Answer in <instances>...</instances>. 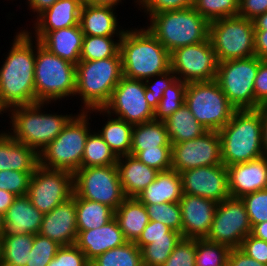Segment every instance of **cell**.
<instances>
[{
	"label": "cell",
	"mask_w": 267,
	"mask_h": 266,
	"mask_svg": "<svg viewBox=\"0 0 267 266\" xmlns=\"http://www.w3.org/2000/svg\"><path fill=\"white\" fill-rule=\"evenodd\" d=\"M32 40L25 28L18 31L0 68V95L10 109L35 104L36 44Z\"/></svg>",
	"instance_id": "6da1fadb"
},
{
	"label": "cell",
	"mask_w": 267,
	"mask_h": 266,
	"mask_svg": "<svg viewBox=\"0 0 267 266\" xmlns=\"http://www.w3.org/2000/svg\"><path fill=\"white\" fill-rule=\"evenodd\" d=\"M123 76L146 80L171 69L170 52L148 30L130 28L120 40Z\"/></svg>",
	"instance_id": "7a4b0ae2"
},
{
	"label": "cell",
	"mask_w": 267,
	"mask_h": 266,
	"mask_svg": "<svg viewBox=\"0 0 267 266\" xmlns=\"http://www.w3.org/2000/svg\"><path fill=\"white\" fill-rule=\"evenodd\" d=\"M218 133L221 140V160L226 167L264 157L261 107L236 110Z\"/></svg>",
	"instance_id": "3957f363"
},
{
	"label": "cell",
	"mask_w": 267,
	"mask_h": 266,
	"mask_svg": "<svg viewBox=\"0 0 267 266\" xmlns=\"http://www.w3.org/2000/svg\"><path fill=\"white\" fill-rule=\"evenodd\" d=\"M47 104L50 103L38 102L16 106L11 108L8 113L11 119L10 125H12L11 133L7 131L8 134L17 142L33 148L38 154L61 133L74 117L73 114L42 112V108H45L44 105Z\"/></svg>",
	"instance_id": "277c9868"
},
{
	"label": "cell",
	"mask_w": 267,
	"mask_h": 266,
	"mask_svg": "<svg viewBox=\"0 0 267 266\" xmlns=\"http://www.w3.org/2000/svg\"><path fill=\"white\" fill-rule=\"evenodd\" d=\"M123 77L121 56L107 59L79 61L76 64V91L84 106L81 112L103 109L114 88Z\"/></svg>",
	"instance_id": "5b68a950"
},
{
	"label": "cell",
	"mask_w": 267,
	"mask_h": 266,
	"mask_svg": "<svg viewBox=\"0 0 267 266\" xmlns=\"http://www.w3.org/2000/svg\"><path fill=\"white\" fill-rule=\"evenodd\" d=\"M148 18V30L170 53L206 41L209 36V22L193 7L164 11Z\"/></svg>",
	"instance_id": "8992f818"
},
{
	"label": "cell",
	"mask_w": 267,
	"mask_h": 266,
	"mask_svg": "<svg viewBox=\"0 0 267 266\" xmlns=\"http://www.w3.org/2000/svg\"><path fill=\"white\" fill-rule=\"evenodd\" d=\"M35 51V103H51L74 97L76 65L51 53L37 39Z\"/></svg>",
	"instance_id": "52a82bcc"
},
{
	"label": "cell",
	"mask_w": 267,
	"mask_h": 266,
	"mask_svg": "<svg viewBox=\"0 0 267 266\" xmlns=\"http://www.w3.org/2000/svg\"><path fill=\"white\" fill-rule=\"evenodd\" d=\"M89 115V116H88ZM90 113L81 112L68 122L61 133L39 155V166L75 173L82 168L85 143L91 130Z\"/></svg>",
	"instance_id": "ba28073f"
},
{
	"label": "cell",
	"mask_w": 267,
	"mask_h": 266,
	"mask_svg": "<svg viewBox=\"0 0 267 266\" xmlns=\"http://www.w3.org/2000/svg\"><path fill=\"white\" fill-rule=\"evenodd\" d=\"M185 105L202 126L212 131H220L237 110L215 80L187 83Z\"/></svg>",
	"instance_id": "9c48e42d"
},
{
	"label": "cell",
	"mask_w": 267,
	"mask_h": 266,
	"mask_svg": "<svg viewBox=\"0 0 267 266\" xmlns=\"http://www.w3.org/2000/svg\"><path fill=\"white\" fill-rule=\"evenodd\" d=\"M262 61L257 56H251L219 63L215 81L237 110L261 107L255 100L254 81Z\"/></svg>",
	"instance_id": "30bf717a"
},
{
	"label": "cell",
	"mask_w": 267,
	"mask_h": 266,
	"mask_svg": "<svg viewBox=\"0 0 267 266\" xmlns=\"http://www.w3.org/2000/svg\"><path fill=\"white\" fill-rule=\"evenodd\" d=\"M212 48L220 62L255 56V29L252 20L234 16L209 23Z\"/></svg>",
	"instance_id": "8fae6325"
},
{
	"label": "cell",
	"mask_w": 267,
	"mask_h": 266,
	"mask_svg": "<svg viewBox=\"0 0 267 266\" xmlns=\"http://www.w3.org/2000/svg\"><path fill=\"white\" fill-rule=\"evenodd\" d=\"M74 194L107 205L114 211L127 198L116 165L80 168L73 174Z\"/></svg>",
	"instance_id": "7c38bea8"
},
{
	"label": "cell",
	"mask_w": 267,
	"mask_h": 266,
	"mask_svg": "<svg viewBox=\"0 0 267 266\" xmlns=\"http://www.w3.org/2000/svg\"><path fill=\"white\" fill-rule=\"evenodd\" d=\"M171 70L186 83L208 82L216 78L219 65L209 38L206 41L182 46L170 53Z\"/></svg>",
	"instance_id": "4fadbf2b"
},
{
	"label": "cell",
	"mask_w": 267,
	"mask_h": 266,
	"mask_svg": "<svg viewBox=\"0 0 267 266\" xmlns=\"http://www.w3.org/2000/svg\"><path fill=\"white\" fill-rule=\"evenodd\" d=\"M251 231L244 203L240 198L229 197L218 203L214 220L205 239L235 249L240 247L243 239L251 234Z\"/></svg>",
	"instance_id": "5bb4252c"
},
{
	"label": "cell",
	"mask_w": 267,
	"mask_h": 266,
	"mask_svg": "<svg viewBox=\"0 0 267 266\" xmlns=\"http://www.w3.org/2000/svg\"><path fill=\"white\" fill-rule=\"evenodd\" d=\"M73 173L38 166L31 175L27 195L34 207L43 214L72 197Z\"/></svg>",
	"instance_id": "9a60e30c"
},
{
	"label": "cell",
	"mask_w": 267,
	"mask_h": 266,
	"mask_svg": "<svg viewBox=\"0 0 267 266\" xmlns=\"http://www.w3.org/2000/svg\"><path fill=\"white\" fill-rule=\"evenodd\" d=\"M145 91L146 86L143 80L123 76L114 88L110 101L103 109L133 126L152 121L154 110L146 100Z\"/></svg>",
	"instance_id": "2e32d148"
},
{
	"label": "cell",
	"mask_w": 267,
	"mask_h": 266,
	"mask_svg": "<svg viewBox=\"0 0 267 266\" xmlns=\"http://www.w3.org/2000/svg\"><path fill=\"white\" fill-rule=\"evenodd\" d=\"M223 164L218 131L207 130L195 139L172 144V170L178 173L202 166Z\"/></svg>",
	"instance_id": "e0dca14e"
},
{
	"label": "cell",
	"mask_w": 267,
	"mask_h": 266,
	"mask_svg": "<svg viewBox=\"0 0 267 266\" xmlns=\"http://www.w3.org/2000/svg\"><path fill=\"white\" fill-rule=\"evenodd\" d=\"M183 194L204 197L220 203L230 196L228 172L224 164L202 166L180 172Z\"/></svg>",
	"instance_id": "ac0fdd59"
},
{
	"label": "cell",
	"mask_w": 267,
	"mask_h": 266,
	"mask_svg": "<svg viewBox=\"0 0 267 266\" xmlns=\"http://www.w3.org/2000/svg\"><path fill=\"white\" fill-rule=\"evenodd\" d=\"M179 205L182 215V238H206L218 203L204 197L183 194Z\"/></svg>",
	"instance_id": "d6986e66"
},
{
	"label": "cell",
	"mask_w": 267,
	"mask_h": 266,
	"mask_svg": "<svg viewBox=\"0 0 267 266\" xmlns=\"http://www.w3.org/2000/svg\"><path fill=\"white\" fill-rule=\"evenodd\" d=\"M39 234L61 246L76 243L78 229L74 193L71 198L56 206L51 212L44 213Z\"/></svg>",
	"instance_id": "ffe728a7"
},
{
	"label": "cell",
	"mask_w": 267,
	"mask_h": 266,
	"mask_svg": "<svg viewBox=\"0 0 267 266\" xmlns=\"http://www.w3.org/2000/svg\"><path fill=\"white\" fill-rule=\"evenodd\" d=\"M228 188L232 198L267 189V157L227 166Z\"/></svg>",
	"instance_id": "44dd1931"
},
{
	"label": "cell",
	"mask_w": 267,
	"mask_h": 266,
	"mask_svg": "<svg viewBox=\"0 0 267 266\" xmlns=\"http://www.w3.org/2000/svg\"><path fill=\"white\" fill-rule=\"evenodd\" d=\"M128 242L115 218L101 227L90 230H78L75 245L91 262L106 251L120 247Z\"/></svg>",
	"instance_id": "7402d4cb"
},
{
	"label": "cell",
	"mask_w": 267,
	"mask_h": 266,
	"mask_svg": "<svg viewBox=\"0 0 267 266\" xmlns=\"http://www.w3.org/2000/svg\"><path fill=\"white\" fill-rule=\"evenodd\" d=\"M34 34L42 46L48 49L51 53L65 59L75 65L80 61V54L83 42V32L80 25L62 28L50 32H30Z\"/></svg>",
	"instance_id": "603a6c76"
},
{
	"label": "cell",
	"mask_w": 267,
	"mask_h": 266,
	"mask_svg": "<svg viewBox=\"0 0 267 266\" xmlns=\"http://www.w3.org/2000/svg\"><path fill=\"white\" fill-rule=\"evenodd\" d=\"M43 213L34 207L29 196H16L4 215L2 235L37 234L41 229Z\"/></svg>",
	"instance_id": "cb8c5ba5"
},
{
	"label": "cell",
	"mask_w": 267,
	"mask_h": 266,
	"mask_svg": "<svg viewBox=\"0 0 267 266\" xmlns=\"http://www.w3.org/2000/svg\"><path fill=\"white\" fill-rule=\"evenodd\" d=\"M116 10L108 5H88L83 3L79 25L84 35L116 36L121 38L125 29L118 25ZM121 27V29L119 28Z\"/></svg>",
	"instance_id": "d4e9b609"
},
{
	"label": "cell",
	"mask_w": 267,
	"mask_h": 266,
	"mask_svg": "<svg viewBox=\"0 0 267 266\" xmlns=\"http://www.w3.org/2000/svg\"><path fill=\"white\" fill-rule=\"evenodd\" d=\"M116 166L124 195L127 198H136L140 195L159 173L131 154L119 156Z\"/></svg>",
	"instance_id": "484cf974"
},
{
	"label": "cell",
	"mask_w": 267,
	"mask_h": 266,
	"mask_svg": "<svg viewBox=\"0 0 267 266\" xmlns=\"http://www.w3.org/2000/svg\"><path fill=\"white\" fill-rule=\"evenodd\" d=\"M38 166L39 155L33 148L0 132V171L34 172Z\"/></svg>",
	"instance_id": "4316f807"
},
{
	"label": "cell",
	"mask_w": 267,
	"mask_h": 266,
	"mask_svg": "<svg viewBox=\"0 0 267 266\" xmlns=\"http://www.w3.org/2000/svg\"><path fill=\"white\" fill-rule=\"evenodd\" d=\"M83 0H58L37 16L34 32H50L79 25Z\"/></svg>",
	"instance_id": "83f0119b"
},
{
	"label": "cell",
	"mask_w": 267,
	"mask_h": 266,
	"mask_svg": "<svg viewBox=\"0 0 267 266\" xmlns=\"http://www.w3.org/2000/svg\"><path fill=\"white\" fill-rule=\"evenodd\" d=\"M183 195L180 173L175 170L159 172L155 180L136 198L144 205L179 203Z\"/></svg>",
	"instance_id": "f1b7e54d"
},
{
	"label": "cell",
	"mask_w": 267,
	"mask_h": 266,
	"mask_svg": "<svg viewBox=\"0 0 267 266\" xmlns=\"http://www.w3.org/2000/svg\"><path fill=\"white\" fill-rule=\"evenodd\" d=\"M114 218L128 242H135L150 222L145 205L137 198H126L114 211Z\"/></svg>",
	"instance_id": "f546056e"
},
{
	"label": "cell",
	"mask_w": 267,
	"mask_h": 266,
	"mask_svg": "<svg viewBox=\"0 0 267 266\" xmlns=\"http://www.w3.org/2000/svg\"><path fill=\"white\" fill-rule=\"evenodd\" d=\"M92 111V112H91ZM99 112L103 117H108L101 130L98 133L102 136L104 141L109 145L110 149L117 157L129 155L131 149V137L133 125L124 121L123 119L112 117L104 109H93L87 113Z\"/></svg>",
	"instance_id": "4dcf8cb0"
},
{
	"label": "cell",
	"mask_w": 267,
	"mask_h": 266,
	"mask_svg": "<svg viewBox=\"0 0 267 266\" xmlns=\"http://www.w3.org/2000/svg\"><path fill=\"white\" fill-rule=\"evenodd\" d=\"M172 149L164 121H149L132 128L130 151Z\"/></svg>",
	"instance_id": "1f68e13d"
},
{
	"label": "cell",
	"mask_w": 267,
	"mask_h": 266,
	"mask_svg": "<svg viewBox=\"0 0 267 266\" xmlns=\"http://www.w3.org/2000/svg\"><path fill=\"white\" fill-rule=\"evenodd\" d=\"M164 123L171 144L195 139L207 131V129L195 119L190 109L185 104L168 117Z\"/></svg>",
	"instance_id": "d6a6232c"
},
{
	"label": "cell",
	"mask_w": 267,
	"mask_h": 266,
	"mask_svg": "<svg viewBox=\"0 0 267 266\" xmlns=\"http://www.w3.org/2000/svg\"><path fill=\"white\" fill-rule=\"evenodd\" d=\"M75 207L78 230L95 229L114 218V210L109 206L76 195Z\"/></svg>",
	"instance_id": "836d02e7"
},
{
	"label": "cell",
	"mask_w": 267,
	"mask_h": 266,
	"mask_svg": "<svg viewBox=\"0 0 267 266\" xmlns=\"http://www.w3.org/2000/svg\"><path fill=\"white\" fill-rule=\"evenodd\" d=\"M34 234L1 235V266H26Z\"/></svg>",
	"instance_id": "e575fe53"
},
{
	"label": "cell",
	"mask_w": 267,
	"mask_h": 266,
	"mask_svg": "<svg viewBox=\"0 0 267 266\" xmlns=\"http://www.w3.org/2000/svg\"><path fill=\"white\" fill-rule=\"evenodd\" d=\"M117 159L98 131H91L85 143L82 168L116 165Z\"/></svg>",
	"instance_id": "d590c367"
},
{
	"label": "cell",
	"mask_w": 267,
	"mask_h": 266,
	"mask_svg": "<svg viewBox=\"0 0 267 266\" xmlns=\"http://www.w3.org/2000/svg\"><path fill=\"white\" fill-rule=\"evenodd\" d=\"M91 266H143L141 249L135 242L112 248L90 262Z\"/></svg>",
	"instance_id": "8d00e7d4"
},
{
	"label": "cell",
	"mask_w": 267,
	"mask_h": 266,
	"mask_svg": "<svg viewBox=\"0 0 267 266\" xmlns=\"http://www.w3.org/2000/svg\"><path fill=\"white\" fill-rule=\"evenodd\" d=\"M114 36H83L80 61L107 59L120 55V40Z\"/></svg>",
	"instance_id": "74e56055"
},
{
	"label": "cell",
	"mask_w": 267,
	"mask_h": 266,
	"mask_svg": "<svg viewBox=\"0 0 267 266\" xmlns=\"http://www.w3.org/2000/svg\"><path fill=\"white\" fill-rule=\"evenodd\" d=\"M187 83L176 79L166 90H164L158 107L154 110L155 121H165L185 104V92Z\"/></svg>",
	"instance_id": "f35d334b"
},
{
	"label": "cell",
	"mask_w": 267,
	"mask_h": 266,
	"mask_svg": "<svg viewBox=\"0 0 267 266\" xmlns=\"http://www.w3.org/2000/svg\"><path fill=\"white\" fill-rule=\"evenodd\" d=\"M192 7L209 23L238 16L239 0H194Z\"/></svg>",
	"instance_id": "ab89813d"
},
{
	"label": "cell",
	"mask_w": 267,
	"mask_h": 266,
	"mask_svg": "<svg viewBox=\"0 0 267 266\" xmlns=\"http://www.w3.org/2000/svg\"><path fill=\"white\" fill-rule=\"evenodd\" d=\"M230 250L205 238L196 239V266H221L228 262Z\"/></svg>",
	"instance_id": "60d3db41"
},
{
	"label": "cell",
	"mask_w": 267,
	"mask_h": 266,
	"mask_svg": "<svg viewBox=\"0 0 267 266\" xmlns=\"http://www.w3.org/2000/svg\"><path fill=\"white\" fill-rule=\"evenodd\" d=\"M151 221L162 222L171 230L182 235V215L179 203L145 205Z\"/></svg>",
	"instance_id": "b9f144b4"
},
{
	"label": "cell",
	"mask_w": 267,
	"mask_h": 266,
	"mask_svg": "<svg viewBox=\"0 0 267 266\" xmlns=\"http://www.w3.org/2000/svg\"><path fill=\"white\" fill-rule=\"evenodd\" d=\"M181 239L153 240L141 249L143 266H162Z\"/></svg>",
	"instance_id": "7bdbcfd3"
},
{
	"label": "cell",
	"mask_w": 267,
	"mask_h": 266,
	"mask_svg": "<svg viewBox=\"0 0 267 266\" xmlns=\"http://www.w3.org/2000/svg\"><path fill=\"white\" fill-rule=\"evenodd\" d=\"M61 245L37 233L26 266H47L55 257Z\"/></svg>",
	"instance_id": "ee69618b"
},
{
	"label": "cell",
	"mask_w": 267,
	"mask_h": 266,
	"mask_svg": "<svg viewBox=\"0 0 267 266\" xmlns=\"http://www.w3.org/2000/svg\"><path fill=\"white\" fill-rule=\"evenodd\" d=\"M240 199L247 210L251 227L267 221V189L246 194Z\"/></svg>",
	"instance_id": "f6af8a7d"
},
{
	"label": "cell",
	"mask_w": 267,
	"mask_h": 266,
	"mask_svg": "<svg viewBox=\"0 0 267 266\" xmlns=\"http://www.w3.org/2000/svg\"><path fill=\"white\" fill-rule=\"evenodd\" d=\"M176 79L177 76L170 69L163 74L153 76L152 79L149 78L144 80L146 86L145 97L153 110L158 107V104L163 97L164 90H166Z\"/></svg>",
	"instance_id": "bcb514c9"
},
{
	"label": "cell",
	"mask_w": 267,
	"mask_h": 266,
	"mask_svg": "<svg viewBox=\"0 0 267 266\" xmlns=\"http://www.w3.org/2000/svg\"><path fill=\"white\" fill-rule=\"evenodd\" d=\"M34 172L0 171V190L22 196L28 193L29 181Z\"/></svg>",
	"instance_id": "7dc6e473"
},
{
	"label": "cell",
	"mask_w": 267,
	"mask_h": 266,
	"mask_svg": "<svg viewBox=\"0 0 267 266\" xmlns=\"http://www.w3.org/2000/svg\"><path fill=\"white\" fill-rule=\"evenodd\" d=\"M130 154L159 172L172 169V149L130 151Z\"/></svg>",
	"instance_id": "c3c4849f"
},
{
	"label": "cell",
	"mask_w": 267,
	"mask_h": 266,
	"mask_svg": "<svg viewBox=\"0 0 267 266\" xmlns=\"http://www.w3.org/2000/svg\"><path fill=\"white\" fill-rule=\"evenodd\" d=\"M195 257L196 239L182 238L162 266H196Z\"/></svg>",
	"instance_id": "681fc988"
},
{
	"label": "cell",
	"mask_w": 267,
	"mask_h": 266,
	"mask_svg": "<svg viewBox=\"0 0 267 266\" xmlns=\"http://www.w3.org/2000/svg\"><path fill=\"white\" fill-rule=\"evenodd\" d=\"M160 239H182L179 232L171 230L162 222L151 221L146 225L135 244L142 249L145 245Z\"/></svg>",
	"instance_id": "f907efd6"
},
{
	"label": "cell",
	"mask_w": 267,
	"mask_h": 266,
	"mask_svg": "<svg viewBox=\"0 0 267 266\" xmlns=\"http://www.w3.org/2000/svg\"><path fill=\"white\" fill-rule=\"evenodd\" d=\"M85 254L75 245L61 246L47 266H89Z\"/></svg>",
	"instance_id": "816d5d0a"
},
{
	"label": "cell",
	"mask_w": 267,
	"mask_h": 266,
	"mask_svg": "<svg viewBox=\"0 0 267 266\" xmlns=\"http://www.w3.org/2000/svg\"><path fill=\"white\" fill-rule=\"evenodd\" d=\"M194 0H136L135 3L144 9V13L149 17L152 14L164 11H173L192 7Z\"/></svg>",
	"instance_id": "f5cc1de1"
},
{
	"label": "cell",
	"mask_w": 267,
	"mask_h": 266,
	"mask_svg": "<svg viewBox=\"0 0 267 266\" xmlns=\"http://www.w3.org/2000/svg\"><path fill=\"white\" fill-rule=\"evenodd\" d=\"M247 256L267 265V242L247 235L239 247Z\"/></svg>",
	"instance_id": "db71d44e"
},
{
	"label": "cell",
	"mask_w": 267,
	"mask_h": 266,
	"mask_svg": "<svg viewBox=\"0 0 267 266\" xmlns=\"http://www.w3.org/2000/svg\"><path fill=\"white\" fill-rule=\"evenodd\" d=\"M254 95L261 106H267V60L259 64L254 81Z\"/></svg>",
	"instance_id": "11a10c76"
},
{
	"label": "cell",
	"mask_w": 267,
	"mask_h": 266,
	"mask_svg": "<svg viewBox=\"0 0 267 266\" xmlns=\"http://www.w3.org/2000/svg\"><path fill=\"white\" fill-rule=\"evenodd\" d=\"M267 12V0H239V17L254 20Z\"/></svg>",
	"instance_id": "9f6ffc18"
},
{
	"label": "cell",
	"mask_w": 267,
	"mask_h": 266,
	"mask_svg": "<svg viewBox=\"0 0 267 266\" xmlns=\"http://www.w3.org/2000/svg\"><path fill=\"white\" fill-rule=\"evenodd\" d=\"M229 266H267L247 256L239 248L231 249L228 256Z\"/></svg>",
	"instance_id": "6f0895ef"
},
{
	"label": "cell",
	"mask_w": 267,
	"mask_h": 266,
	"mask_svg": "<svg viewBox=\"0 0 267 266\" xmlns=\"http://www.w3.org/2000/svg\"><path fill=\"white\" fill-rule=\"evenodd\" d=\"M255 56L267 60V31L255 30Z\"/></svg>",
	"instance_id": "680465c9"
},
{
	"label": "cell",
	"mask_w": 267,
	"mask_h": 266,
	"mask_svg": "<svg viewBox=\"0 0 267 266\" xmlns=\"http://www.w3.org/2000/svg\"><path fill=\"white\" fill-rule=\"evenodd\" d=\"M58 0H27L28 6L30 7L32 12H36L37 17L40 13H42L45 9L51 7Z\"/></svg>",
	"instance_id": "91938a15"
},
{
	"label": "cell",
	"mask_w": 267,
	"mask_h": 266,
	"mask_svg": "<svg viewBox=\"0 0 267 266\" xmlns=\"http://www.w3.org/2000/svg\"><path fill=\"white\" fill-rule=\"evenodd\" d=\"M15 195L9 191L0 190V213L5 215L8 208L12 205Z\"/></svg>",
	"instance_id": "94428289"
},
{
	"label": "cell",
	"mask_w": 267,
	"mask_h": 266,
	"mask_svg": "<svg viewBox=\"0 0 267 266\" xmlns=\"http://www.w3.org/2000/svg\"><path fill=\"white\" fill-rule=\"evenodd\" d=\"M261 120H262V148L263 154L267 157V106H261Z\"/></svg>",
	"instance_id": "6125c7cd"
},
{
	"label": "cell",
	"mask_w": 267,
	"mask_h": 266,
	"mask_svg": "<svg viewBox=\"0 0 267 266\" xmlns=\"http://www.w3.org/2000/svg\"><path fill=\"white\" fill-rule=\"evenodd\" d=\"M251 235L267 242V221L255 224L252 227Z\"/></svg>",
	"instance_id": "be15d7a7"
},
{
	"label": "cell",
	"mask_w": 267,
	"mask_h": 266,
	"mask_svg": "<svg viewBox=\"0 0 267 266\" xmlns=\"http://www.w3.org/2000/svg\"><path fill=\"white\" fill-rule=\"evenodd\" d=\"M83 3L88 5H108L116 7L119 3L122 4V0H83Z\"/></svg>",
	"instance_id": "e7e4bbea"
},
{
	"label": "cell",
	"mask_w": 267,
	"mask_h": 266,
	"mask_svg": "<svg viewBox=\"0 0 267 266\" xmlns=\"http://www.w3.org/2000/svg\"><path fill=\"white\" fill-rule=\"evenodd\" d=\"M255 30H266L267 31V12L258 16L253 20Z\"/></svg>",
	"instance_id": "03108f58"
},
{
	"label": "cell",
	"mask_w": 267,
	"mask_h": 266,
	"mask_svg": "<svg viewBox=\"0 0 267 266\" xmlns=\"http://www.w3.org/2000/svg\"><path fill=\"white\" fill-rule=\"evenodd\" d=\"M7 111L9 112L10 108L4 103V101L0 95V115H2L3 113H8Z\"/></svg>",
	"instance_id": "003e7915"
},
{
	"label": "cell",
	"mask_w": 267,
	"mask_h": 266,
	"mask_svg": "<svg viewBox=\"0 0 267 266\" xmlns=\"http://www.w3.org/2000/svg\"><path fill=\"white\" fill-rule=\"evenodd\" d=\"M4 232V215L0 213V236Z\"/></svg>",
	"instance_id": "a7ac6f4b"
},
{
	"label": "cell",
	"mask_w": 267,
	"mask_h": 266,
	"mask_svg": "<svg viewBox=\"0 0 267 266\" xmlns=\"http://www.w3.org/2000/svg\"><path fill=\"white\" fill-rule=\"evenodd\" d=\"M0 266H1V236H0Z\"/></svg>",
	"instance_id": "89a4df30"
},
{
	"label": "cell",
	"mask_w": 267,
	"mask_h": 266,
	"mask_svg": "<svg viewBox=\"0 0 267 266\" xmlns=\"http://www.w3.org/2000/svg\"><path fill=\"white\" fill-rule=\"evenodd\" d=\"M221 266H229V264H228V262H227V263H225V264H223V265H221Z\"/></svg>",
	"instance_id": "2644e50d"
}]
</instances>
